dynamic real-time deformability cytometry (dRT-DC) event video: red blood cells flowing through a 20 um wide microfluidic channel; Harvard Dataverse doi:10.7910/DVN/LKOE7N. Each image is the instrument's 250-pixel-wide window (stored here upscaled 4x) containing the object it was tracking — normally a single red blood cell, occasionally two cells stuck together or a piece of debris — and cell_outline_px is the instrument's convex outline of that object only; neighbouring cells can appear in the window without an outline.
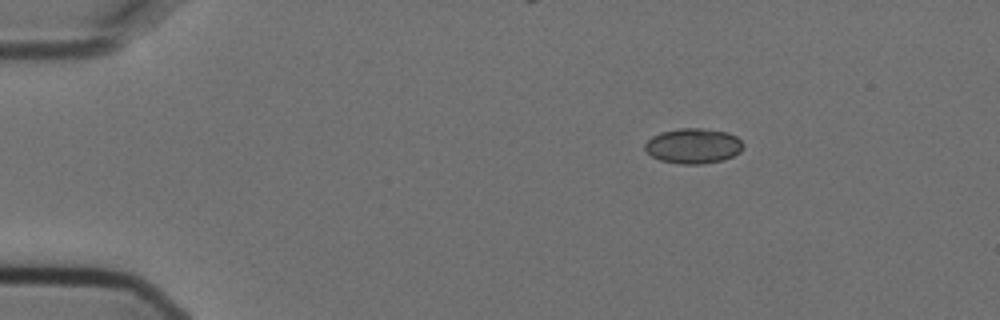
{"species": "Egyptian fruit bat (a non-hibernating species)", "species_latin": "Rousettus aegyptiacus", "temperature_condition": "cold", "stored_images_in_passage": 4, "camera_frame_rate_fps": 3000, "um_per_image_px": 0.085, "animal": {"sex": "female"}, "frame": {"image": 1, "passage_image": 2, "time_ms": 0.333, "image_size_px": [1000, 320], "cell_outline_px": [[744, 148], [740, 152], [724, 160], [700, 164], [680, 164], [660, 160], [652, 156], [644, 148], [644, 144], [652, 136], [660, 132], [680, 128], [700, 128], [728, 132], [736, 136], [744, 144]], "centroid_in_image_um": [58.94, 12.4], "position_along_channel_um": 26.1, "area_um2": 20.23}}